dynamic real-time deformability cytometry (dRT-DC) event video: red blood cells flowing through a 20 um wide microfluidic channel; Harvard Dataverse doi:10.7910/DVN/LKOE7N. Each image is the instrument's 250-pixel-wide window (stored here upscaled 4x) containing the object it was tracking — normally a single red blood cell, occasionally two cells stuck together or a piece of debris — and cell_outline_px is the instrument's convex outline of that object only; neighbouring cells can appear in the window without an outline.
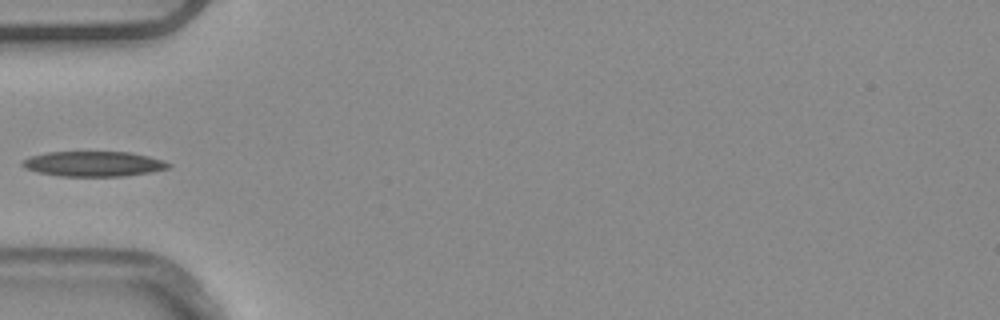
{"species": "common noctule bat (a hibernating species)", "species_latin": "Nyctalus noctula", "temperature_condition": "warm", "stored_images_in_passage": 5, "camera_frame_rate_fps": 3000, "um_per_image_px": 0.085, "animal": {"sex": "male", "body_mass_g": 20.4}, "frame": {"image": 1, "passage_image": 5, "time_ms": 1.333, "image_size_px": [1000, 320], "cell_outline_px": [[172, 164], [168, 168], [148, 172], [124, 176], [60, 176], [40, 172], [24, 168], [20, 164], [24, 160], [32, 156], [48, 152], [128, 152], [148, 156], [164, 160]], "centroid_in_image_um": [7.96, 13.92], "position_along_channel_um": 77.0, "area_um2": 21.15}}